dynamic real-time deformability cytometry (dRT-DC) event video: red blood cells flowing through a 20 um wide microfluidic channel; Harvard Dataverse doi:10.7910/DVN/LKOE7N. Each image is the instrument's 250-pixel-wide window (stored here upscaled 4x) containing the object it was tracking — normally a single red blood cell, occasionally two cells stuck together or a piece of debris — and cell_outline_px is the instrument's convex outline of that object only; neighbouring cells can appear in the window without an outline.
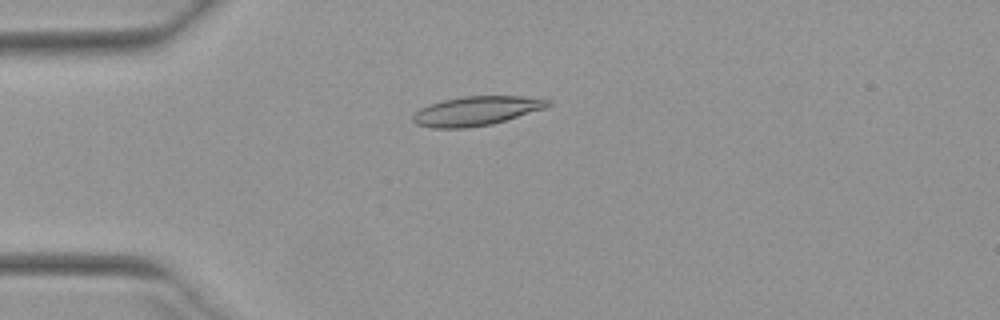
{"species": "Egyptian fruit bat (a non-hibernating species)", "species_latin": "Rousettus aegyptiacus", "temperature_condition": "warm", "stored_images_in_passage": 52, "camera_frame_rate_fps": 3000, "um_per_image_px": 0.085, "animal": {"sex": "female"}, "frame": {"image": 1, "passage_image": 14, "time_ms": 4.333, "image_size_px": [1000, 320], "cell_outline_px": [[552, 104], [544, 108], [492, 124], [464, 128], [428, 128], [416, 124], [412, 120], [412, 116], [420, 108], [444, 100], [464, 96], [520, 96], [552, 100]], "centroid_in_image_um": [40.47, 9.43], "position_along_channel_um": 44.5, "area_um2": 22.77}}
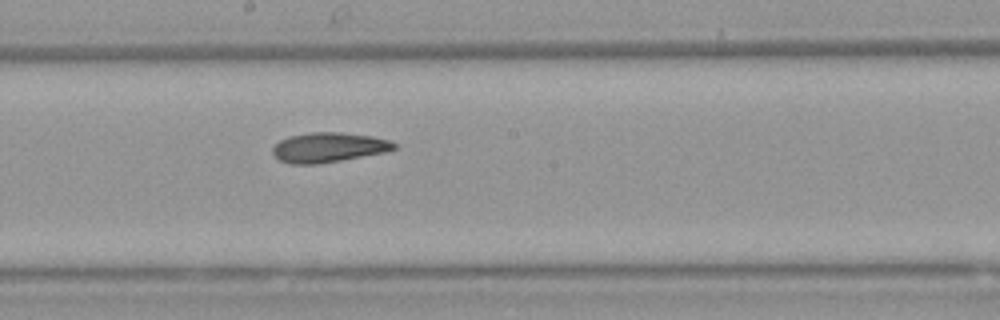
{"frame": {"image": 2, "passage_image": 29, "time_ms": 9.333, "image_size_px": [1000, 320], "cell_outline_px": [[400, 148], [388, 152], [320, 164], [288, 164], [280, 160], [272, 152], [272, 148], [280, 140], [288, 136], [312, 132], [340, 132], [372, 136], [388, 140], [396, 144]], "centroid_in_image_um": [27.96, 12.53], "position_along_channel_um": 220.2, "area_um2": 21.33}}
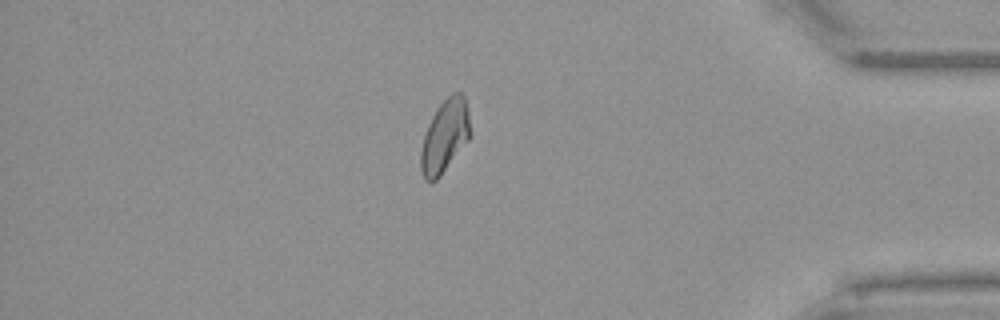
{"frame": {"image": 3, "passage_image": 45, "time_ms": 14.667, "image_size_px": [1000, 320], "cell_outline_px": [[472, 136], [440, 176], [432, 184], [424, 180], [420, 168], [420, 152], [424, 136], [428, 124], [436, 108], [452, 92], [460, 92], [464, 96], [468, 112], [472, 132]], "centroid_in_image_um": [37.81, 11.6], "position_along_channel_um": 397.4, "area_um2": 21.27}, "authors_computed_cell_mechanics": {"area_um2": 21.3571, "velocity_mm_per_s": 3.9582, "shape_relaxation_time_tau1_ms": null, "shape_relaxation_time_tau2_ms": 1.9312, "deformation_change_tau1": null, "deformation_change_tau2": 0.085}}